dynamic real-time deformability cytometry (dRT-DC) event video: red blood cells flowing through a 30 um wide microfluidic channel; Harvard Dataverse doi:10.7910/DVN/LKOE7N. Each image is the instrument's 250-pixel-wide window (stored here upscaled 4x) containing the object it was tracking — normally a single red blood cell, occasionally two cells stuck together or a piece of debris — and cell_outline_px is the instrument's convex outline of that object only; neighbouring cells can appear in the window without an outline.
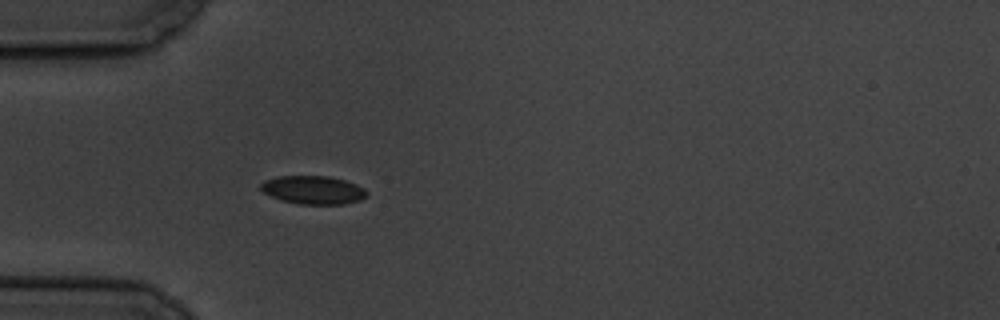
{"species": "common noctule bat (a hibernating species)", "species_latin": "Nyctalus noctula", "temperature_condition": "cold", "stored_images_in_passage": 5, "camera_frame_rate_fps": 3000, "um_per_image_px": 0.085, "animal": {"sex": "male", "body_mass_g": 19.5, "forearm_length_mm": 54.6}, "frame": {"image": 1, "passage_image": 5, "time_ms": 4.667, "image_size_px": [1000, 320], "cell_outline_px": [[368, 196], [360, 200], [344, 204], [300, 204], [280, 200], [264, 192], [260, 188], [260, 184], [264, 180], [280, 176], [328, 176], [344, 180], [356, 184], [364, 188], [368, 192]], "centroid_in_image_um": [26.64, 16.15], "position_along_channel_um": 58.4, "area_um2": 17.51}}